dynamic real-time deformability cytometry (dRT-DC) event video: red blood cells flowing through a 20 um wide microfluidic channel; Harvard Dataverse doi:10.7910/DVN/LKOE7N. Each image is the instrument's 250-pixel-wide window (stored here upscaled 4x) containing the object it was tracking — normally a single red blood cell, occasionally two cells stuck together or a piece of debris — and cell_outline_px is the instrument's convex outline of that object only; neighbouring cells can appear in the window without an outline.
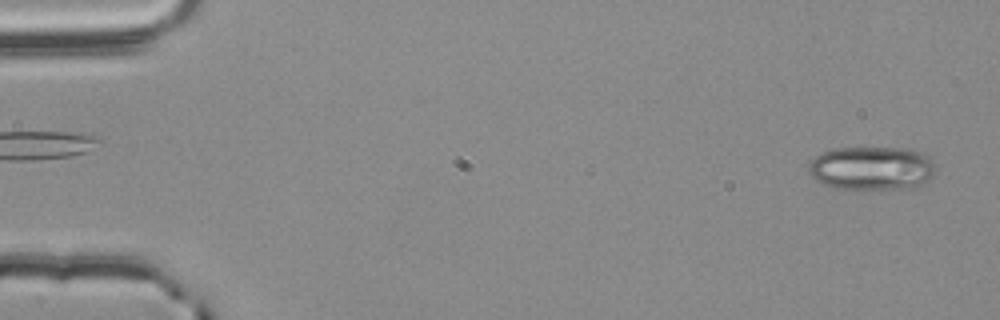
{"species": "common noctule bat (a hibernating species)", "species_latin": "Nyctalus noctula", "temperature_condition": "room temperature", "stored_images_in_passage": 55, "camera_frame_rate_fps": 3000, "um_per_image_px": 0.085, "animal": {"sex": "male", "body_mass_g": 20.4}, "frame": {"image": 1, "passage_image": 2, "time_ms": 0.333, "image_size_px": [1000, 320], "cell_outline_px": [[936, 172], [928, 180], [912, 188], [836, 188], [824, 184], [816, 180], [808, 172], [808, 164], [816, 156], [832, 148], [908, 148], [924, 152], [936, 164]], "centroid_in_image_um": [74.13, 14.28], "position_along_channel_um": 10.9, "area_um2": 32.37}}
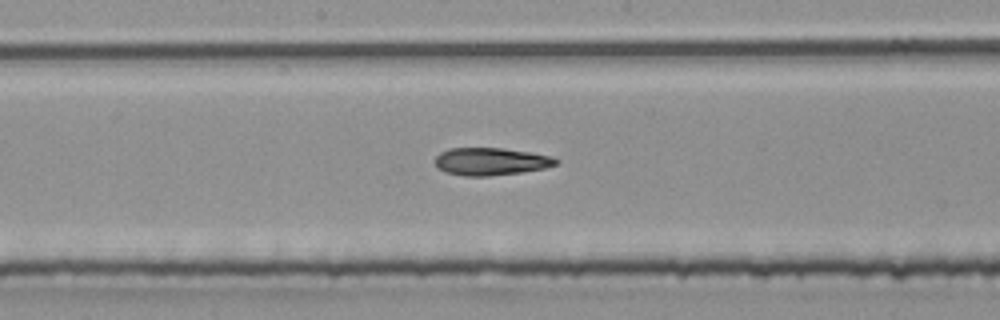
{"frame": {"image": 2, "passage_image": 29, "time_ms": 9.333, "image_size_px": [1000, 320], "cell_outline_px": [[560, 160], [556, 164], [544, 168], [520, 172], [488, 176], [464, 176], [444, 172], [436, 168], [436, 156], [440, 152], [448, 148], [504, 148], [552, 156]], "centroid_in_image_um": [41.69, 13.72], "position_along_channel_um": 206.5, "area_um2": 19.42}}
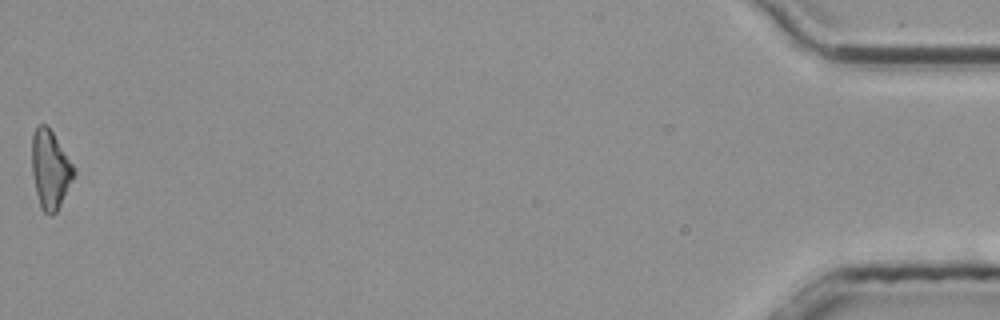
{"frame": {"image": 3, "passage_image": 55, "time_ms": 18.0, "image_size_px": [1000, 320], "cell_outline_px": [[76, 172], [56, 212], [52, 216], [48, 216], [40, 208], [36, 192], [32, 172], [32, 136], [36, 124], [44, 124], [52, 132], [76, 168]], "centroid_in_image_um": [4.26, 14.41], "position_along_channel_um": 430.9, "area_um2": 19.13}}